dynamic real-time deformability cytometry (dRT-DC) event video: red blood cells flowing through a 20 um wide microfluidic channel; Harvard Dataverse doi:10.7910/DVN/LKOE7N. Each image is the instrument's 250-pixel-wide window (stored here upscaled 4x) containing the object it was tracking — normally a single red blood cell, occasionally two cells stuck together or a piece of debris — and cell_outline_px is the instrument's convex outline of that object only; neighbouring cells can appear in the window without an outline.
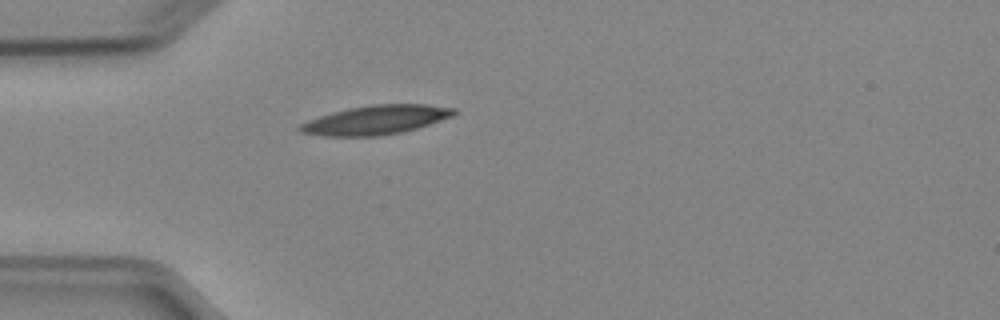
{"species": "Egyptian fruit bat (a non-hibernating species)", "species_latin": "Rousettus aegyptiacus", "temperature_condition": "cold", "stored_images_in_passage": 38, "camera_frame_rate_fps": 3000, "um_per_image_px": 0.085, "animal": {"sex": "female"}, "frame": {"image": 1, "passage_image": 1, "time_ms": 0.0, "image_size_px": [1000, 320], "cell_outline_px": [[456, 112], [452, 116], [416, 128], [400, 132], [380, 136], [324, 136], [300, 132], [296, 128], [300, 124], [308, 120], [332, 112], [348, 108], [372, 104], [428, 104], [456, 108]], "centroid_in_image_um": [31.92, 10.19], "position_along_channel_um": 53.1, "area_um2": 26.01}}
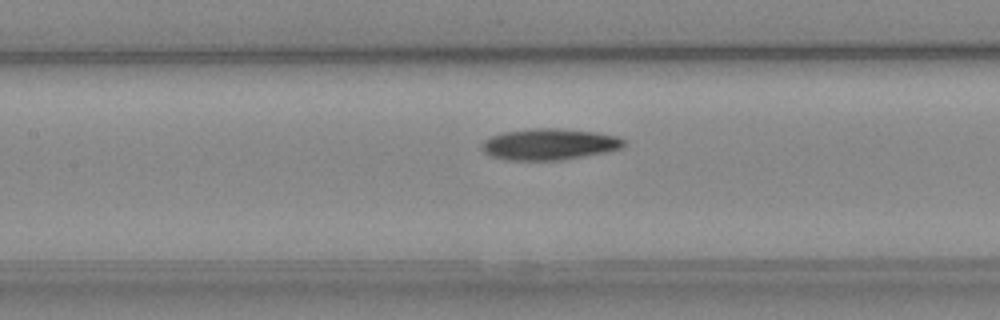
{"frame": {"image": 2, "passage_image": 10, "time_ms": 3.0, "image_size_px": [1000, 320], "cell_outline_px": [[628, 144], [620, 148], [608, 152], [560, 160], [504, 160], [492, 156], [484, 152], [480, 148], [480, 144], [488, 136], [504, 132], [532, 128], [556, 128], [596, 132], [616, 136], [624, 140]], "centroid_in_image_um": [46.66, 12.26], "position_along_channel_um": 160.7, "area_um2": 26.13}}
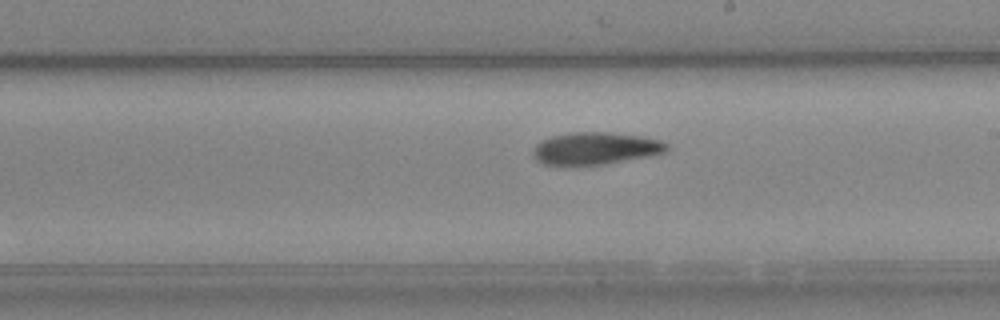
{"frame": {"image": 3, "passage_image": 16, "time_ms": 5.0, "image_size_px": [1000, 320], "cell_outline_px": [[668, 148], [664, 152], [648, 156], [604, 164], [568, 168], [544, 164], [536, 160], [532, 152], [536, 144], [540, 140], [552, 136], [572, 132], [608, 132], [644, 136], [660, 140], [668, 144]], "centroid_in_image_um": [50.55, 12.64], "position_along_channel_um": 238.5, "area_um2": 25.78}, "authors_computed_cell_mechanics": {"area_um2": 25.0274, "velocity_mm_per_s": 3.9166, "shape_relaxation_time_tau1_ms": 5.3679, "shape_relaxation_time_tau2_ms": null, "deformation_change_tau1": 0.1698, "deformation_change_tau2": null}}